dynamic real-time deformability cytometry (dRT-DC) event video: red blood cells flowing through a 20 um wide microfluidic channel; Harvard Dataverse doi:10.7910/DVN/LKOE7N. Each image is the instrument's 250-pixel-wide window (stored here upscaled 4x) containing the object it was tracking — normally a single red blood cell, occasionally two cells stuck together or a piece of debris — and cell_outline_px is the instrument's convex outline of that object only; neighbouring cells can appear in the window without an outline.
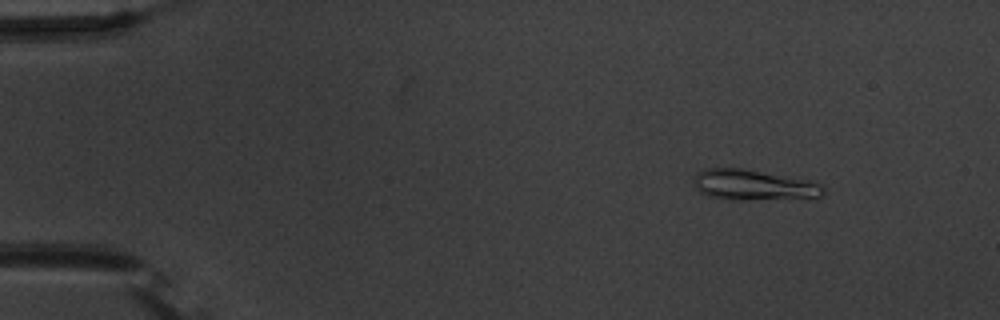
{"species": "common noctule bat (a hibernating species)", "species_latin": "Nyctalus noctula", "temperature_condition": "warm", "stored_images_in_passage": 54, "camera_frame_rate_fps": 3000, "um_per_image_px": 0.085, "animal": {"sex": "male", "body_mass_g": 20.1, "forearm_length_mm": 53.5}, "frame": {"image": 1, "passage_image": 7, "time_ms": 2.0, "image_size_px": [1000, 320], "cell_outline_px": [[824, 192], [820, 196], [740, 200], [728, 200], [708, 196], [700, 192], [696, 184], [696, 172], [704, 168], [744, 168], [788, 176], [808, 180], [820, 184], [824, 188]], "centroid_in_image_um": [64.01, 15.71], "position_along_channel_um": 21.0, "area_um2": 22.72}}
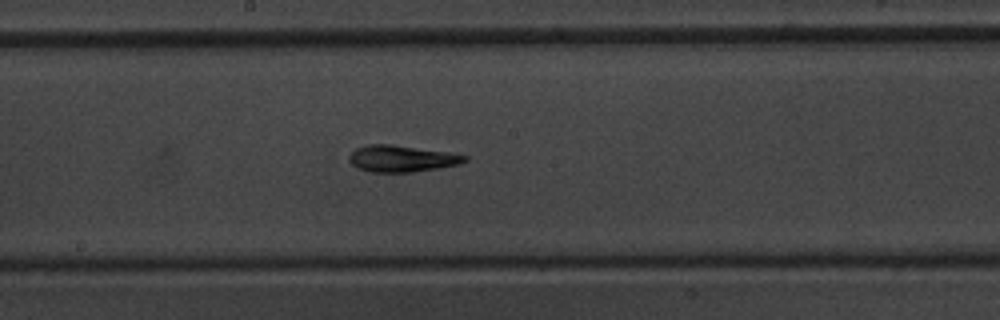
{"frame": {"image": 2, "passage_image": 30, "time_ms": 9.667, "image_size_px": [1000, 320], "cell_outline_px": [[468, 160], [460, 164], [440, 168], [412, 172], [368, 172], [356, 168], [348, 160], [348, 156], [356, 148], [368, 144], [392, 144], [452, 152], [468, 156]], "centroid_in_image_um": [34.16, 13.48], "position_along_channel_um": 214.0, "area_um2": 18.26}}
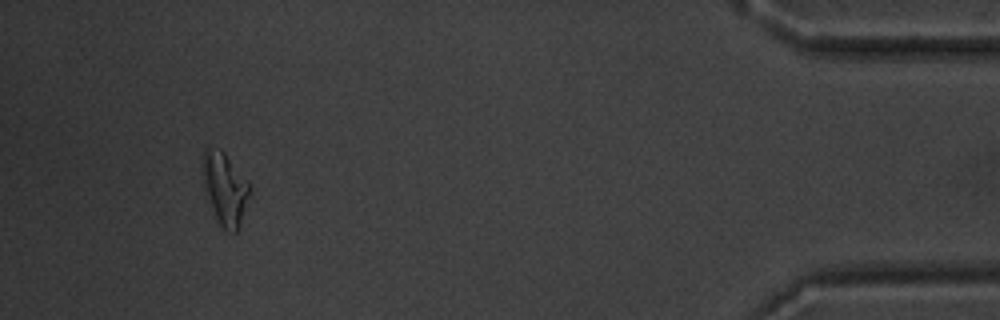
{"frame": {"image": 3, "passage_image": 51, "time_ms": 16.667, "image_size_px": [1000, 320], "cell_outline_px": [[252, 192], [240, 228], [236, 232], [228, 232], [216, 220], [204, 188], [200, 168], [200, 160], [204, 148], [220, 148], [224, 152], [252, 184]], "centroid_in_image_um": [19.13, 16.01], "position_along_channel_um": 416.1, "area_um2": 20.81}, "authors_computed_cell_mechanics": {"area_um2": 18.2648, "velocity_mm_per_s": 3.772, "shape_relaxation_time_tau1_ms": 10.3053, "shape_relaxation_time_tau2_ms": 4.7416, "deformation_change_tau1": 0.2761, "deformation_change_tau2": 0.152}}